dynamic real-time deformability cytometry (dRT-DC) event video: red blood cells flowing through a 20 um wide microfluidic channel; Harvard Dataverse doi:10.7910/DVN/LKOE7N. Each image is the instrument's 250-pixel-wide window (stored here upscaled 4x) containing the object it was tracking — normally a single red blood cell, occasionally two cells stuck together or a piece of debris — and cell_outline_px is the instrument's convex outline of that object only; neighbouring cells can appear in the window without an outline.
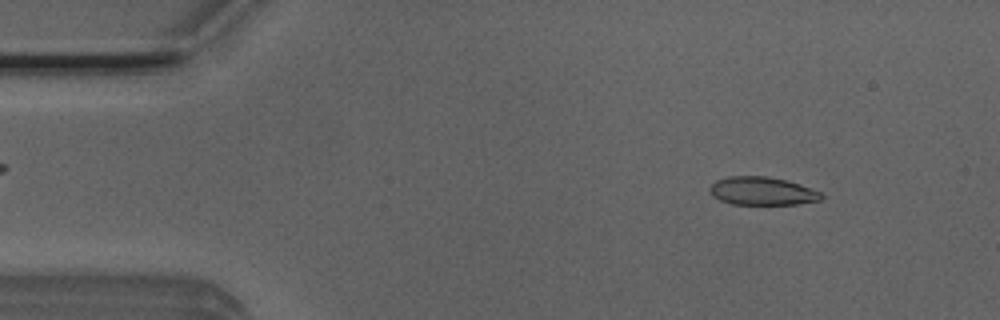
{"species": "Egyptian fruit bat (a non-hibernating species)", "species_latin": "Rousettus aegyptiacus", "temperature_condition": "room temperature", "stored_images_in_passage": 48, "camera_frame_rate_fps": 3000, "um_per_image_px": 0.085, "animal": {"sex": "male"}, "frame": {"image": 1, "passage_image": 3, "time_ms": 0.667, "image_size_px": [1000, 320], "cell_outline_px": [[824, 196], [820, 200], [796, 204], [732, 204], [720, 200], [712, 196], [708, 192], [708, 188], [716, 180], [728, 176], [768, 176], [800, 184], [820, 192]], "centroid_in_image_um": [64.74, 16.24], "position_along_channel_um": 20.3, "area_um2": 18.32}}
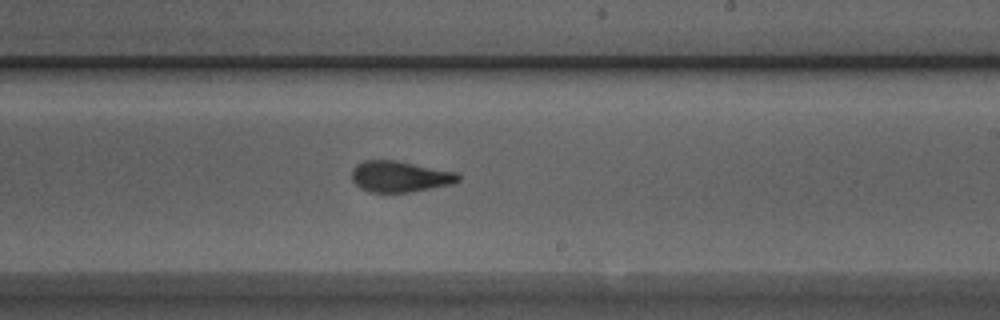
{"frame": {"image": 2, "passage_image": 27, "time_ms": 8.667, "image_size_px": [1000, 320], "cell_outline_px": [[460, 180], [452, 184], [408, 192], [372, 192], [360, 188], [352, 180], [352, 168], [356, 164], [364, 160], [396, 160], [456, 172], [460, 176]], "centroid_in_image_um": [33.97, 14.99], "position_along_channel_um": 255.0, "area_um2": 19.19}}
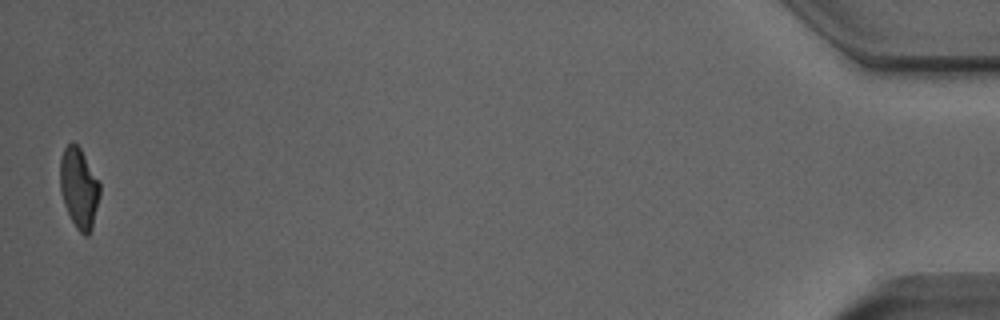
{"frame": {"image": 3, "passage_image": 48, "time_ms": 15.667, "image_size_px": [1000, 320], "cell_outline_px": [[100, 196], [92, 228], [88, 236], [84, 236], [76, 228], [64, 204], [60, 192], [60, 160], [64, 148], [72, 140], [80, 148], [100, 184]], "centroid_in_image_um": [6.71, 15.99], "position_along_channel_um": 428.5, "area_um2": 18.55}, "authors_computed_cell_mechanics": {"area_um2": 19.5075, "velocity_mm_per_s": 3.9276, "shape_relaxation_time_tau1_ms": 8.3351, "shape_relaxation_time_tau2_ms": 1.3161, "deformation_change_tau1": 0.2163, "deformation_change_tau2": 0.086}}